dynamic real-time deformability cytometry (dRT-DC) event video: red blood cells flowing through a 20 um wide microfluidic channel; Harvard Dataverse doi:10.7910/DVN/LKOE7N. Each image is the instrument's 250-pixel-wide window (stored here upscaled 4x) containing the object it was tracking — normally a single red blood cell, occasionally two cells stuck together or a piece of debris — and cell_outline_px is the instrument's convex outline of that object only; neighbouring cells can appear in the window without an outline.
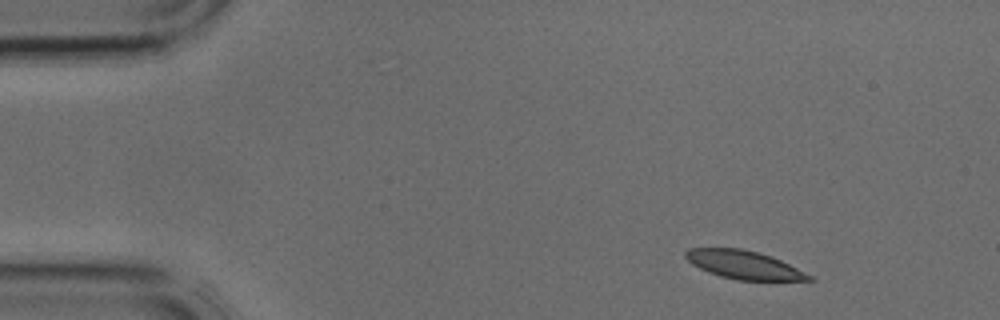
{"species": "common noctule bat (a hibernating species)", "species_latin": "Nyctalus noctula", "temperature_condition": "cold", "stored_images_in_passage": 3, "camera_frame_rate_fps": 3000, "um_per_image_px": 0.085, "animal": {"sex": "male", "body_mass_g": 17.9, "forearm_length_mm": 54.2}, "frame": {"image": 1, "passage_image": 1, "time_ms": 0.0, "image_size_px": [1000, 320], "cell_outline_px": [[816, 280], [736, 280], [720, 276], [708, 272], [692, 264], [684, 256], [684, 252], [688, 248], [740, 248], [756, 252], [780, 260], [812, 276]], "centroid_in_image_um": [63.18, 22.51], "position_along_channel_um": 21.8, "area_um2": 20.06}}